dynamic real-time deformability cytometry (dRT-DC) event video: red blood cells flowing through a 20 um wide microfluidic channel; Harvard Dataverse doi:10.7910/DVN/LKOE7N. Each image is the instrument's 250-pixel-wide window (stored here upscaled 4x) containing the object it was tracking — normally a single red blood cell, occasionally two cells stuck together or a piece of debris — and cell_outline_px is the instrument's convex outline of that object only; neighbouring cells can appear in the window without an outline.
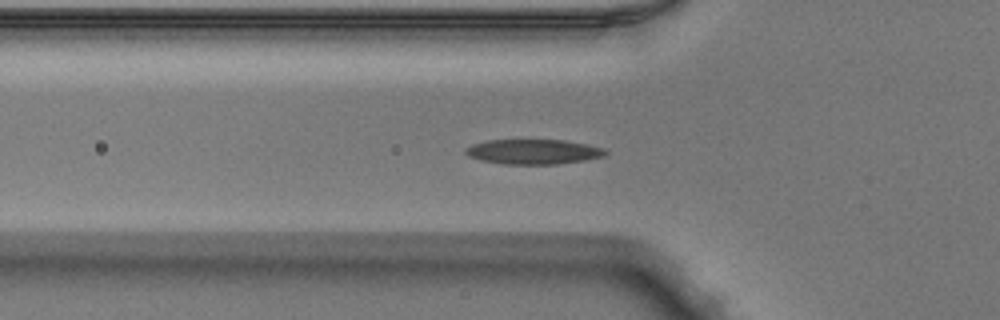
{"species": "Egyptian fruit bat (a non-hibernating species)", "species_latin": "Rousettus aegyptiacus", "temperature_condition": "warm", "stored_images_in_passage": 41, "camera_frame_rate_fps": 3000, "um_per_image_px": 0.085, "animal": {"sex": "male"}, "frame": {"image": 1, "passage_image": 7, "time_ms": 2.0, "image_size_px": [1000, 320], "cell_outline_px": [[608, 152], [604, 156], [584, 160], [556, 164], [504, 164], [480, 160], [468, 156], [464, 152], [464, 148], [472, 144], [488, 140], [564, 140], [588, 144], [604, 148]], "centroid_in_image_um": [45.32, 12.89], "position_along_channel_um": 80.5, "area_um2": 20.35}}
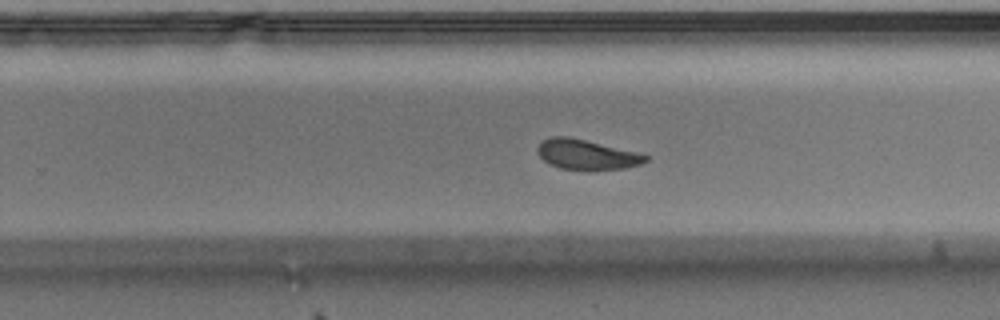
{"frame": {"image": 2, "passage_image": 22, "time_ms": 7.0, "image_size_px": [1000, 320], "cell_outline_px": [[648, 160], [640, 164], [624, 168], [588, 172], [560, 168], [548, 164], [536, 152], [536, 148], [540, 140], [552, 136], [568, 136], [640, 152], [648, 156]], "centroid_in_image_um": [49.84, 13.15], "position_along_channel_um": 280.0, "area_um2": 19.59}}
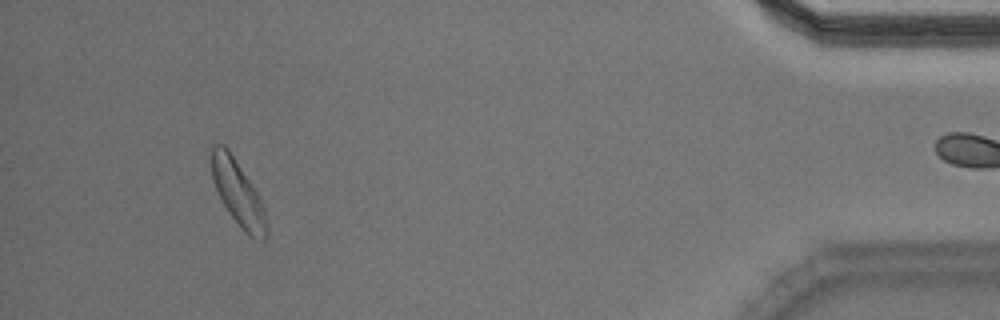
{"frame": {"image": 3, "passage_image": 37, "time_ms": 12.0, "image_size_px": [1000, 320], "cell_outline_px": [[268, 236], [264, 240], [260, 240], [248, 236], [240, 228], [224, 204], [216, 188], [212, 176], [208, 156], [208, 148], [212, 144], [224, 144], [228, 148], [256, 192], [264, 208], [268, 224]], "centroid_in_image_um": [20.19, 16.37], "position_along_channel_um": 415.0, "area_um2": 21.1}, "authors_computed_cell_mechanics": {"area_um2": 19.9988, "velocity_mm_per_s": 3.9776, "shape_relaxation_time_tau1_ms": 2.9328, "shape_relaxation_time_tau2_ms": 2.7703, "deformation_change_tau1": 0.1406, "deformation_change_tau2": 0.0896}}